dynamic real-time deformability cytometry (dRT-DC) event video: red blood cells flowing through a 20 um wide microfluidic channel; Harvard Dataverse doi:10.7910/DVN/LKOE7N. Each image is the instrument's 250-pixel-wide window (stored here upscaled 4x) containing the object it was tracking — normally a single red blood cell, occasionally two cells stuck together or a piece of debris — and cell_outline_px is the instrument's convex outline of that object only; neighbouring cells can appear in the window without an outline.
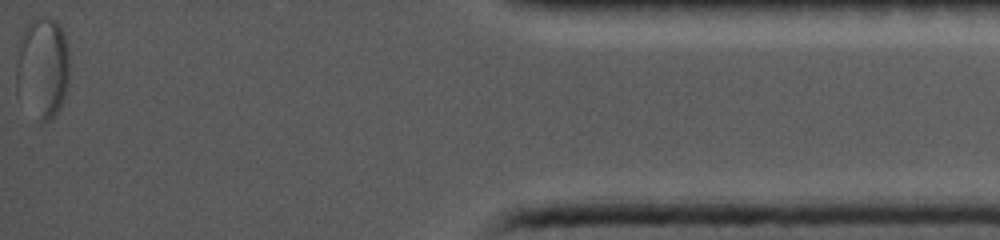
{"species": "common noctule bat (a hibernating species)", "species_latin": "Nyctalus noctula", "temperature_condition": "cold", "stored_images_in_passage": 28, "camera_frame_rate_fps": 5000, "um_per_image_px": 0.085, "animal": {"sex": "female", "body_mass_g": 19.0, "forearm_length_mm": 56.7}, "frame": {"image": 1, "passage_image": 28, "time_ms": 11.6, "image_size_px": [1000, 240], "cell_outline_px": [[68, 80], [64, 96], [60, 108], [48, 120], [40, 124], [16, 88], [16, 64], [20, 36], [28, 24], [32, 20], [44, 16], [48, 16], [56, 20], [60, 24], [64, 32], [68, 48]], "centroid_in_image_um": [3.63, 5.7], "position_along_channel_um": 431.6, "area_um2": 31.33}}